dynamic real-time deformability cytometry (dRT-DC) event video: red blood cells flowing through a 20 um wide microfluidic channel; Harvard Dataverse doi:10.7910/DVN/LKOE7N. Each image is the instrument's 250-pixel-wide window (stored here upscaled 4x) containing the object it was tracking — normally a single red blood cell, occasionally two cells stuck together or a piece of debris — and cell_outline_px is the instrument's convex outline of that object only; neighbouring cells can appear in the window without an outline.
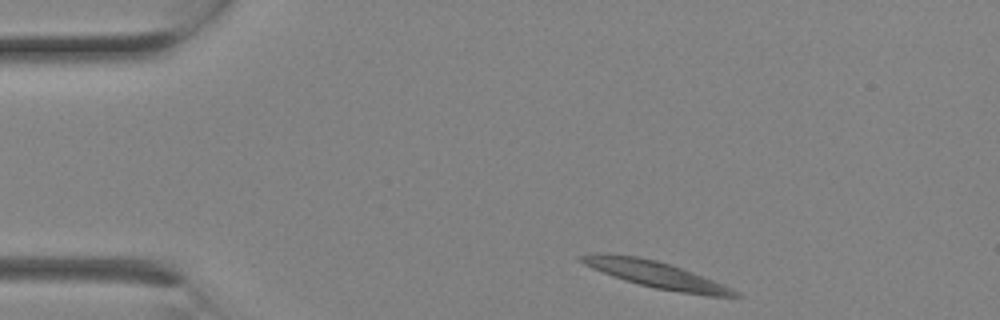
{"species": "Egyptian fruit bat (a non-hibernating species)", "species_latin": "Rousettus aegyptiacus", "temperature_condition": "room temperature", "stored_images_in_passage": 1, "camera_frame_rate_fps": 3000, "um_per_image_px": 0.085, "animal": {"sex": "female"}, "frame": {"image": 1, "passage_image": 1, "time_ms": 0.0, "image_size_px": [1000, 320], "cell_outline_px": [[744, 296], [708, 296], [680, 292], [656, 288], [624, 280], [612, 276], [592, 268], [584, 264], [576, 256], [588, 252], [608, 252], [636, 256], [656, 260], [692, 272], [724, 284], [740, 292]], "centroid_in_image_um": [55.69, 23.31], "position_along_channel_um": 29.3, "area_um2": 23.87}}